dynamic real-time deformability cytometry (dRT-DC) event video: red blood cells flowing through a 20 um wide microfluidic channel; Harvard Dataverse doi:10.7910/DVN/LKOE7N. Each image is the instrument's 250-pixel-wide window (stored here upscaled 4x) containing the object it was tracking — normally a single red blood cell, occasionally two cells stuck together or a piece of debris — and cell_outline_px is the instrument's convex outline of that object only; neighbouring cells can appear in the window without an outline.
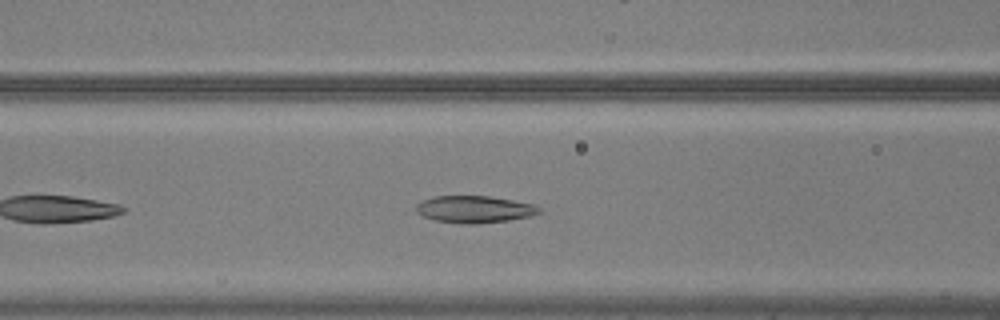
{"species": "common noctule bat (a hibernating species)", "species_latin": "Nyctalus noctula", "temperature_condition": "warm", "stored_images_in_passage": 34, "camera_frame_rate_fps": 3000, "um_per_image_px": 0.085, "animal": {"sex": "male", "body_mass_g": 20.5, "forearm_length_mm": 52.5}, "frame": {"image": 1, "passage_image": 9, "time_ms": 2.667, "image_size_px": [1000, 320], "cell_outline_px": [[540, 212], [532, 216], [508, 220], [476, 224], [464, 224], [436, 220], [424, 216], [416, 212], [416, 204], [432, 196], [488, 196], [512, 200], [532, 204], [540, 208]], "centroid_in_image_um": [40.32, 17.79], "position_along_channel_um": 126.3, "area_um2": 19.25}}
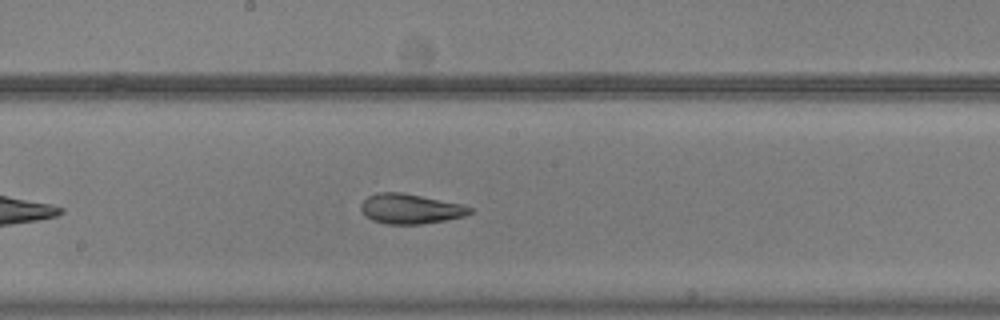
{"frame": {"image": 2, "passage_image": 16, "time_ms": 5.0, "image_size_px": [1000, 320], "cell_outline_px": [[472, 212], [464, 216], [444, 220], [420, 224], [388, 224], [372, 220], [360, 208], [360, 204], [368, 196], [376, 192], [400, 192], [464, 204], [472, 208]], "centroid_in_image_um": [34.89, 17.74], "position_along_channel_um": 213.3, "area_um2": 18.84}}
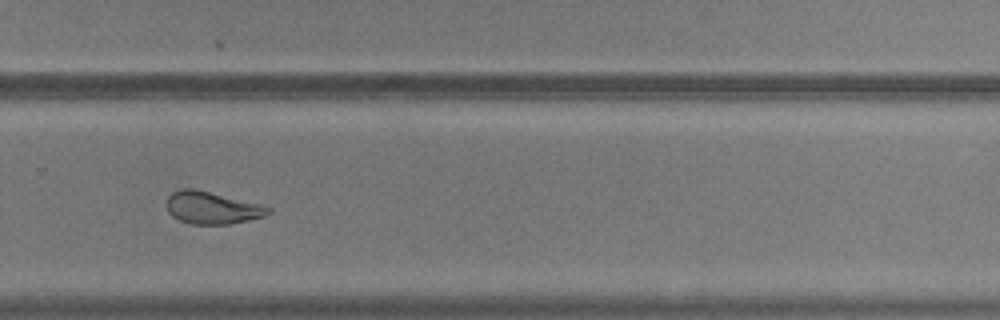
{"frame": {"image": 3, "passage_image": 24, "time_ms": 7.667, "image_size_px": [1000, 320], "cell_outline_px": [[272, 212], [264, 216], [248, 220], [228, 224], [192, 224], [180, 220], [172, 216], [168, 212], [168, 196], [172, 192], [180, 188], [196, 188], [260, 204], [272, 208]], "centroid_in_image_um": [18.03, 17.65], "position_along_channel_um": 311.8, "area_um2": 19.13}}